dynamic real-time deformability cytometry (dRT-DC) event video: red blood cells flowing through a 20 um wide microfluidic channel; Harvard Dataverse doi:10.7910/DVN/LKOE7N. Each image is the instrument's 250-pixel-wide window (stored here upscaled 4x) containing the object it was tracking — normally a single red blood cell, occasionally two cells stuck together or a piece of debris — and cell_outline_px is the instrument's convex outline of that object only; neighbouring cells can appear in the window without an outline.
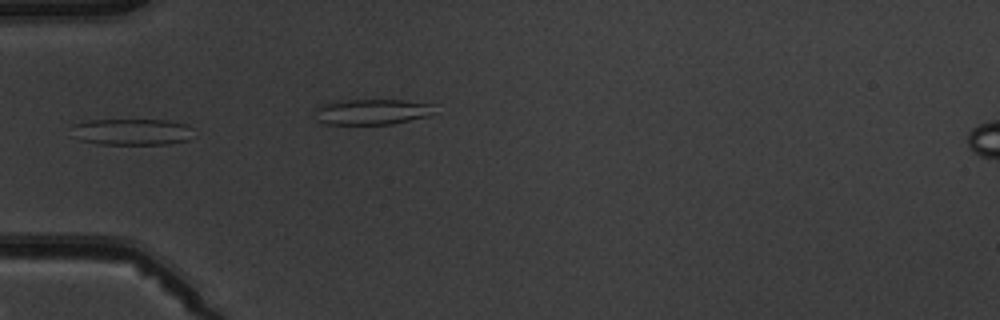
{"species": "common noctule bat (a hibernating species)", "species_latin": "Nyctalus noctula", "temperature_condition": "warm", "stored_images_in_passage": 4, "camera_frame_rate_fps": 3000, "um_per_image_px": 0.085, "animal": {"sex": "male", "body_mass_g": 19.5, "forearm_length_mm": 54.6}, "frame": {"image": 1, "passage_image": 2, "time_ms": 2.0, "image_size_px": [1000, 320], "cell_outline_px": [[196, 136], [188, 140], [168, 144], [100, 144], [80, 140], [72, 124], [88, 120], [168, 120], [188, 124], [192, 128]], "centroid_in_image_um": [11.34, 11.2], "position_along_channel_um": 73.7, "area_um2": 18.84}}
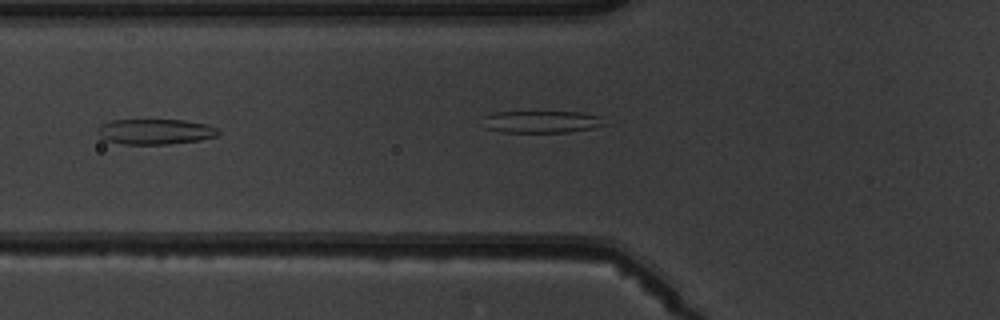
{"frame": {"image": 2, "passage_image": 3, "time_ms": 3.0, "image_size_px": [1000, 320], "cell_outline_px": [[220, 132], [216, 136], [200, 140], [168, 144], [124, 144], [104, 140], [96, 132], [96, 128], [100, 124], [112, 120], [184, 120], [208, 124], [216, 128]], "centroid_in_image_um": [13.16, 11.18], "position_along_channel_um": 112.6, "area_um2": 17.98}}